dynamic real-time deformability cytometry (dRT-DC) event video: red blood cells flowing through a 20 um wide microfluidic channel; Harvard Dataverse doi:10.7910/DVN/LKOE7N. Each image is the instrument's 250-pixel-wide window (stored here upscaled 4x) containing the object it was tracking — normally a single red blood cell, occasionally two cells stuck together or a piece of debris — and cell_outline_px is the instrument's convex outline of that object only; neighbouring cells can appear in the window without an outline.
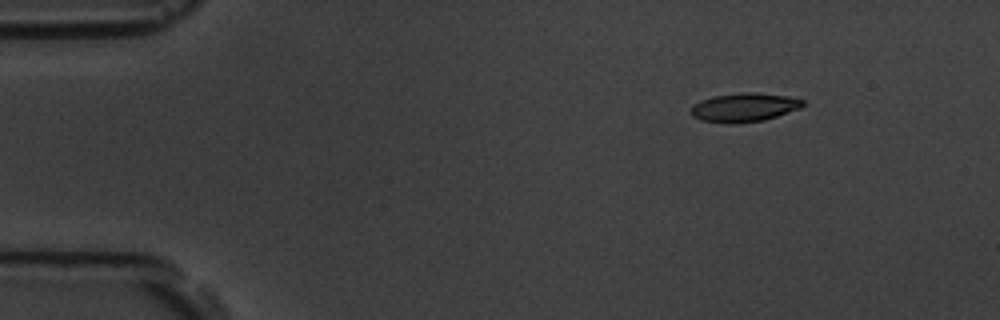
{"species": "common noctule bat (a hibernating species)", "species_latin": "Nyctalus noctula", "temperature_condition": "room temperature", "stored_images_in_passage": 6, "segment_of_instrument_passage": [2, 2], "camera_frame_rate_fps": 3000, "um_per_image_px": 0.085, "animal": {"sex": "male", "body_mass_g": 19.5, "forearm_length_mm": 54.6}, "frame": {"image": 1, "passage_image": 6, "time_ms": 6.667, "image_size_px": [1000, 320], "cell_outline_px": [[804, 104], [800, 108], [764, 120], [736, 124], [728, 124], [700, 120], [692, 116], [688, 112], [692, 104], [700, 100], [712, 96], [748, 92], [788, 96], [804, 100]], "centroid_in_image_um": [63.18, 9.14], "position_along_channel_um": 21.8, "area_um2": 18.9}}